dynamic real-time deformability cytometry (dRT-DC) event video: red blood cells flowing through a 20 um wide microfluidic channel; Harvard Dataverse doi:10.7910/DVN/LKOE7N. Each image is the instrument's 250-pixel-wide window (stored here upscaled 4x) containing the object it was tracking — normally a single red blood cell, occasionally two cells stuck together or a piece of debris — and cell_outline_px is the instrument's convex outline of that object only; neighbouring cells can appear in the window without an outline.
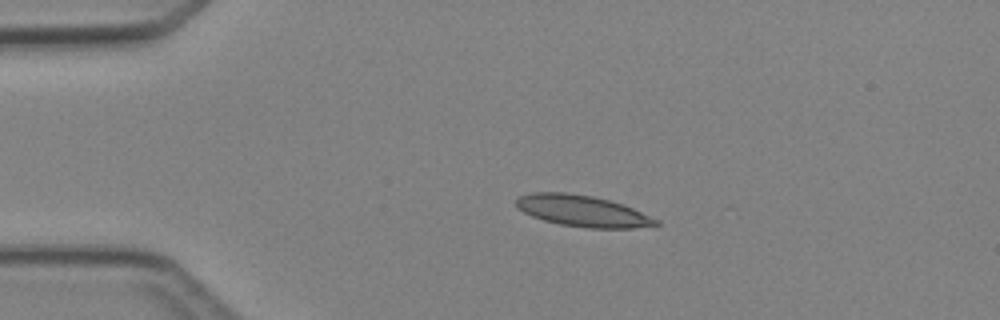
{"species": "Egyptian fruit bat (a non-hibernating species)", "species_latin": "Rousettus aegyptiacus", "temperature_condition": "cold", "stored_images_in_passage": 4, "camera_frame_rate_fps": 3000, "um_per_image_px": 0.085, "animal": {"sex": "female"}, "frame": {"image": 1, "passage_image": 3, "time_ms": 2.333, "image_size_px": [1000, 320], "cell_outline_px": [[660, 224], [632, 228], [588, 228], [560, 224], [544, 220], [532, 216], [516, 208], [516, 200], [520, 196], [532, 192], [568, 192], [592, 196], [608, 200], [632, 208], [660, 220]], "centroid_in_image_um": [49.49, 17.93], "position_along_channel_um": 35.5, "area_um2": 25.32}}